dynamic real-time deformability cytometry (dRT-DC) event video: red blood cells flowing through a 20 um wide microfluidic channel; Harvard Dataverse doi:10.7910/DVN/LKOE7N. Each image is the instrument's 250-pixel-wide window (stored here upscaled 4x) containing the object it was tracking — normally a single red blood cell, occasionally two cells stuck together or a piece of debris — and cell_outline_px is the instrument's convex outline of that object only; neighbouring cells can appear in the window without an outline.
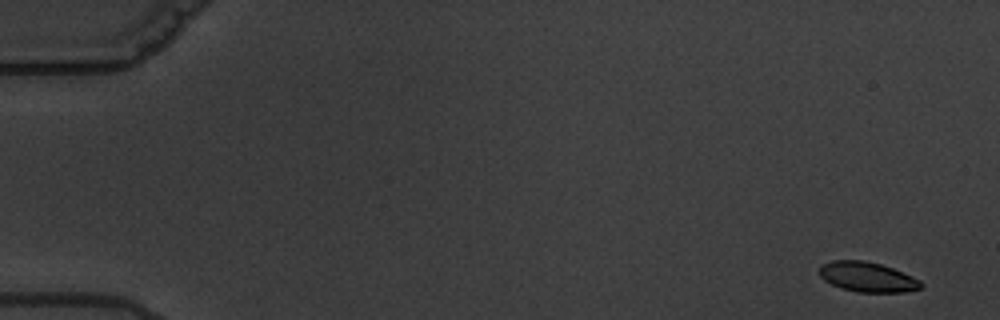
{"species": "common noctule bat (a hibernating species)", "species_latin": "Nyctalus noctula", "temperature_condition": "warm", "stored_images_in_passage": 4, "camera_frame_rate_fps": 3000, "um_per_image_px": 0.085, "animal": {"sex": "male", "body_mass_g": 19.5, "forearm_length_mm": 54.6}, "frame": {"image": 1, "passage_image": 1, "time_ms": 0.0, "image_size_px": [1000, 320], "cell_outline_px": [[924, 284], [920, 288], [904, 292], [856, 292], [840, 288], [824, 280], [820, 276], [820, 264], [832, 260], [864, 260], [880, 264], [892, 268], [912, 276], [920, 280]], "centroid_in_image_um": [73.71, 23.54], "position_along_channel_um": 11.3, "area_um2": 17.74}}